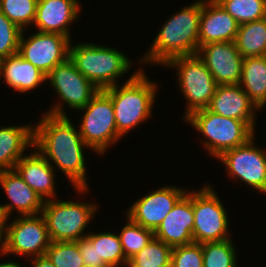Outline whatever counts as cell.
I'll list each match as a JSON object with an SVG mask.
<instances>
[{
    "mask_svg": "<svg viewBox=\"0 0 266 267\" xmlns=\"http://www.w3.org/2000/svg\"><path fill=\"white\" fill-rule=\"evenodd\" d=\"M33 126V148L54 169L58 168L66 175L75 193L84 196L89 190L84 150H91V148L82 139L79 129L71 122L69 116H54L46 113Z\"/></svg>",
    "mask_w": 266,
    "mask_h": 267,
    "instance_id": "cell-1",
    "label": "cell"
},
{
    "mask_svg": "<svg viewBox=\"0 0 266 267\" xmlns=\"http://www.w3.org/2000/svg\"><path fill=\"white\" fill-rule=\"evenodd\" d=\"M200 15L201 0L171 14L140 63L164 66L174 57L196 55L199 49Z\"/></svg>",
    "mask_w": 266,
    "mask_h": 267,
    "instance_id": "cell-2",
    "label": "cell"
},
{
    "mask_svg": "<svg viewBox=\"0 0 266 267\" xmlns=\"http://www.w3.org/2000/svg\"><path fill=\"white\" fill-rule=\"evenodd\" d=\"M104 89L111 97L118 133L123 137L151 118L158 83L150 80L141 67L120 86Z\"/></svg>",
    "mask_w": 266,
    "mask_h": 267,
    "instance_id": "cell-3",
    "label": "cell"
},
{
    "mask_svg": "<svg viewBox=\"0 0 266 267\" xmlns=\"http://www.w3.org/2000/svg\"><path fill=\"white\" fill-rule=\"evenodd\" d=\"M69 59L99 90L120 84L118 79L133 64L122 51L93 42L70 44Z\"/></svg>",
    "mask_w": 266,
    "mask_h": 267,
    "instance_id": "cell-4",
    "label": "cell"
},
{
    "mask_svg": "<svg viewBox=\"0 0 266 267\" xmlns=\"http://www.w3.org/2000/svg\"><path fill=\"white\" fill-rule=\"evenodd\" d=\"M203 136V150L217 159L225 151L245 144L256 133L257 121H242L224 117L207 108L193 112L185 120Z\"/></svg>",
    "mask_w": 266,
    "mask_h": 267,
    "instance_id": "cell-5",
    "label": "cell"
},
{
    "mask_svg": "<svg viewBox=\"0 0 266 267\" xmlns=\"http://www.w3.org/2000/svg\"><path fill=\"white\" fill-rule=\"evenodd\" d=\"M98 205L92 202L47 200L42 215L46 221L51 241H79L88 233L86 227L97 212Z\"/></svg>",
    "mask_w": 266,
    "mask_h": 267,
    "instance_id": "cell-6",
    "label": "cell"
},
{
    "mask_svg": "<svg viewBox=\"0 0 266 267\" xmlns=\"http://www.w3.org/2000/svg\"><path fill=\"white\" fill-rule=\"evenodd\" d=\"M164 67L176 68L177 85L187 100L184 120L193 112L208 108L217 83L197 54L174 57Z\"/></svg>",
    "mask_w": 266,
    "mask_h": 267,
    "instance_id": "cell-7",
    "label": "cell"
},
{
    "mask_svg": "<svg viewBox=\"0 0 266 267\" xmlns=\"http://www.w3.org/2000/svg\"><path fill=\"white\" fill-rule=\"evenodd\" d=\"M78 111L84 112L78 125L80 135L93 152L104 155L123 138L117 131L111 97L104 90Z\"/></svg>",
    "mask_w": 266,
    "mask_h": 267,
    "instance_id": "cell-8",
    "label": "cell"
},
{
    "mask_svg": "<svg viewBox=\"0 0 266 267\" xmlns=\"http://www.w3.org/2000/svg\"><path fill=\"white\" fill-rule=\"evenodd\" d=\"M47 85L52 86L58 95V102H54L50 110L44 112L54 116H68L65 106L74 111L83 108L99 91L83 74H81L74 63L68 58L65 62L55 66L46 75ZM65 103V106L63 105Z\"/></svg>",
    "mask_w": 266,
    "mask_h": 267,
    "instance_id": "cell-9",
    "label": "cell"
},
{
    "mask_svg": "<svg viewBox=\"0 0 266 267\" xmlns=\"http://www.w3.org/2000/svg\"><path fill=\"white\" fill-rule=\"evenodd\" d=\"M194 213L193 240L195 243L223 241L230 239L229 217L226 207L218 197L216 190L203 185L198 191H192Z\"/></svg>",
    "mask_w": 266,
    "mask_h": 267,
    "instance_id": "cell-10",
    "label": "cell"
},
{
    "mask_svg": "<svg viewBox=\"0 0 266 267\" xmlns=\"http://www.w3.org/2000/svg\"><path fill=\"white\" fill-rule=\"evenodd\" d=\"M255 135L245 144L225 151L219 159L231 180H239L266 195V148L255 145Z\"/></svg>",
    "mask_w": 266,
    "mask_h": 267,
    "instance_id": "cell-11",
    "label": "cell"
},
{
    "mask_svg": "<svg viewBox=\"0 0 266 267\" xmlns=\"http://www.w3.org/2000/svg\"><path fill=\"white\" fill-rule=\"evenodd\" d=\"M50 243L42 214L17 216L9 224L7 242L0 256L13 254L33 258L45 255Z\"/></svg>",
    "mask_w": 266,
    "mask_h": 267,
    "instance_id": "cell-12",
    "label": "cell"
},
{
    "mask_svg": "<svg viewBox=\"0 0 266 267\" xmlns=\"http://www.w3.org/2000/svg\"><path fill=\"white\" fill-rule=\"evenodd\" d=\"M25 31L23 30L20 38L18 54L45 75L69 58L71 38L38 31L25 38Z\"/></svg>",
    "mask_w": 266,
    "mask_h": 267,
    "instance_id": "cell-13",
    "label": "cell"
},
{
    "mask_svg": "<svg viewBox=\"0 0 266 267\" xmlns=\"http://www.w3.org/2000/svg\"><path fill=\"white\" fill-rule=\"evenodd\" d=\"M187 191L186 188L162 186L134 201L126 216L142 227L155 231Z\"/></svg>",
    "mask_w": 266,
    "mask_h": 267,
    "instance_id": "cell-14",
    "label": "cell"
},
{
    "mask_svg": "<svg viewBox=\"0 0 266 267\" xmlns=\"http://www.w3.org/2000/svg\"><path fill=\"white\" fill-rule=\"evenodd\" d=\"M197 55L211 72L217 85L239 84L243 57L235 42H211L199 47Z\"/></svg>",
    "mask_w": 266,
    "mask_h": 267,
    "instance_id": "cell-15",
    "label": "cell"
},
{
    "mask_svg": "<svg viewBox=\"0 0 266 267\" xmlns=\"http://www.w3.org/2000/svg\"><path fill=\"white\" fill-rule=\"evenodd\" d=\"M192 191L188 190L154 231V237L173 247L194 243Z\"/></svg>",
    "mask_w": 266,
    "mask_h": 267,
    "instance_id": "cell-16",
    "label": "cell"
},
{
    "mask_svg": "<svg viewBox=\"0 0 266 267\" xmlns=\"http://www.w3.org/2000/svg\"><path fill=\"white\" fill-rule=\"evenodd\" d=\"M79 0H38L35 19L32 24L38 32L57 33L68 38L70 27L77 22L81 8Z\"/></svg>",
    "mask_w": 266,
    "mask_h": 267,
    "instance_id": "cell-17",
    "label": "cell"
},
{
    "mask_svg": "<svg viewBox=\"0 0 266 267\" xmlns=\"http://www.w3.org/2000/svg\"><path fill=\"white\" fill-rule=\"evenodd\" d=\"M238 29V22L216 0H201L199 47L211 42H234Z\"/></svg>",
    "mask_w": 266,
    "mask_h": 267,
    "instance_id": "cell-18",
    "label": "cell"
},
{
    "mask_svg": "<svg viewBox=\"0 0 266 267\" xmlns=\"http://www.w3.org/2000/svg\"><path fill=\"white\" fill-rule=\"evenodd\" d=\"M34 150L29 155H24L14 170L43 201L55 199L57 198L56 170L35 148Z\"/></svg>",
    "mask_w": 266,
    "mask_h": 267,
    "instance_id": "cell-19",
    "label": "cell"
},
{
    "mask_svg": "<svg viewBox=\"0 0 266 267\" xmlns=\"http://www.w3.org/2000/svg\"><path fill=\"white\" fill-rule=\"evenodd\" d=\"M0 185L10 199L9 203L0 205L10 216L13 211L18 212L19 216L42 213L44 201L14 169L0 171Z\"/></svg>",
    "mask_w": 266,
    "mask_h": 267,
    "instance_id": "cell-20",
    "label": "cell"
},
{
    "mask_svg": "<svg viewBox=\"0 0 266 267\" xmlns=\"http://www.w3.org/2000/svg\"><path fill=\"white\" fill-rule=\"evenodd\" d=\"M207 109L242 121H256V112L260 111L239 84L217 85Z\"/></svg>",
    "mask_w": 266,
    "mask_h": 267,
    "instance_id": "cell-21",
    "label": "cell"
},
{
    "mask_svg": "<svg viewBox=\"0 0 266 267\" xmlns=\"http://www.w3.org/2000/svg\"><path fill=\"white\" fill-rule=\"evenodd\" d=\"M34 146V126L0 127V171L13 170L27 149ZM32 147V148H31Z\"/></svg>",
    "mask_w": 266,
    "mask_h": 267,
    "instance_id": "cell-22",
    "label": "cell"
},
{
    "mask_svg": "<svg viewBox=\"0 0 266 267\" xmlns=\"http://www.w3.org/2000/svg\"><path fill=\"white\" fill-rule=\"evenodd\" d=\"M1 78L6 85L22 94L46 82V75L18 53L0 60Z\"/></svg>",
    "mask_w": 266,
    "mask_h": 267,
    "instance_id": "cell-23",
    "label": "cell"
},
{
    "mask_svg": "<svg viewBox=\"0 0 266 267\" xmlns=\"http://www.w3.org/2000/svg\"><path fill=\"white\" fill-rule=\"evenodd\" d=\"M239 85L261 110L266 108V56L245 57Z\"/></svg>",
    "mask_w": 266,
    "mask_h": 267,
    "instance_id": "cell-24",
    "label": "cell"
},
{
    "mask_svg": "<svg viewBox=\"0 0 266 267\" xmlns=\"http://www.w3.org/2000/svg\"><path fill=\"white\" fill-rule=\"evenodd\" d=\"M236 48L243 58L265 56L266 17L239 25L235 38Z\"/></svg>",
    "mask_w": 266,
    "mask_h": 267,
    "instance_id": "cell-25",
    "label": "cell"
},
{
    "mask_svg": "<svg viewBox=\"0 0 266 267\" xmlns=\"http://www.w3.org/2000/svg\"><path fill=\"white\" fill-rule=\"evenodd\" d=\"M86 237L96 245L97 266L108 264L113 267H121L127 261L118 234L110 231L88 232Z\"/></svg>",
    "mask_w": 266,
    "mask_h": 267,
    "instance_id": "cell-26",
    "label": "cell"
},
{
    "mask_svg": "<svg viewBox=\"0 0 266 267\" xmlns=\"http://www.w3.org/2000/svg\"><path fill=\"white\" fill-rule=\"evenodd\" d=\"M234 244L231 238L202 243L203 267H238Z\"/></svg>",
    "mask_w": 266,
    "mask_h": 267,
    "instance_id": "cell-27",
    "label": "cell"
},
{
    "mask_svg": "<svg viewBox=\"0 0 266 267\" xmlns=\"http://www.w3.org/2000/svg\"><path fill=\"white\" fill-rule=\"evenodd\" d=\"M126 220L125 226H122L118 235L125 258L130 260L151 241L154 231L135 223L128 216Z\"/></svg>",
    "mask_w": 266,
    "mask_h": 267,
    "instance_id": "cell-28",
    "label": "cell"
},
{
    "mask_svg": "<svg viewBox=\"0 0 266 267\" xmlns=\"http://www.w3.org/2000/svg\"><path fill=\"white\" fill-rule=\"evenodd\" d=\"M239 25L266 17V0H216Z\"/></svg>",
    "mask_w": 266,
    "mask_h": 267,
    "instance_id": "cell-29",
    "label": "cell"
},
{
    "mask_svg": "<svg viewBox=\"0 0 266 267\" xmlns=\"http://www.w3.org/2000/svg\"><path fill=\"white\" fill-rule=\"evenodd\" d=\"M172 247L153 237L130 261L138 267H170Z\"/></svg>",
    "mask_w": 266,
    "mask_h": 267,
    "instance_id": "cell-30",
    "label": "cell"
},
{
    "mask_svg": "<svg viewBox=\"0 0 266 267\" xmlns=\"http://www.w3.org/2000/svg\"><path fill=\"white\" fill-rule=\"evenodd\" d=\"M46 255L55 267H85L79 241H51Z\"/></svg>",
    "mask_w": 266,
    "mask_h": 267,
    "instance_id": "cell-31",
    "label": "cell"
},
{
    "mask_svg": "<svg viewBox=\"0 0 266 267\" xmlns=\"http://www.w3.org/2000/svg\"><path fill=\"white\" fill-rule=\"evenodd\" d=\"M38 0H0V11L25 30L35 19Z\"/></svg>",
    "mask_w": 266,
    "mask_h": 267,
    "instance_id": "cell-32",
    "label": "cell"
},
{
    "mask_svg": "<svg viewBox=\"0 0 266 267\" xmlns=\"http://www.w3.org/2000/svg\"><path fill=\"white\" fill-rule=\"evenodd\" d=\"M22 32L0 11V60L18 53Z\"/></svg>",
    "mask_w": 266,
    "mask_h": 267,
    "instance_id": "cell-33",
    "label": "cell"
},
{
    "mask_svg": "<svg viewBox=\"0 0 266 267\" xmlns=\"http://www.w3.org/2000/svg\"><path fill=\"white\" fill-rule=\"evenodd\" d=\"M170 267H203L202 244L173 247Z\"/></svg>",
    "mask_w": 266,
    "mask_h": 267,
    "instance_id": "cell-34",
    "label": "cell"
},
{
    "mask_svg": "<svg viewBox=\"0 0 266 267\" xmlns=\"http://www.w3.org/2000/svg\"><path fill=\"white\" fill-rule=\"evenodd\" d=\"M79 250L83 258L85 267L97 265L96 245H94L87 237L79 240Z\"/></svg>",
    "mask_w": 266,
    "mask_h": 267,
    "instance_id": "cell-35",
    "label": "cell"
},
{
    "mask_svg": "<svg viewBox=\"0 0 266 267\" xmlns=\"http://www.w3.org/2000/svg\"><path fill=\"white\" fill-rule=\"evenodd\" d=\"M10 216L7 211L0 205V253L3 252L7 237H8V229H9V222ZM9 220V221H8Z\"/></svg>",
    "mask_w": 266,
    "mask_h": 267,
    "instance_id": "cell-36",
    "label": "cell"
},
{
    "mask_svg": "<svg viewBox=\"0 0 266 267\" xmlns=\"http://www.w3.org/2000/svg\"><path fill=\"white\" fill-rule=\"evenodd\" d=\"M32 259V260H31ZM30 261L31 263V267H55L51 260L48 258V256L45 255H41V256H37V257H33L31 258Z\"/></svg>",
    "mask_w": 266,
    "mask_h": 267,
    "instance_id": "cell-37",
    "label": "cell"
},
{
    "mask_svg": "<svg viewBox=\"0 0 266 267\" xmlns=\"http://www.w3.org/2000/svg\"><path fill=\"white\" fill-rule=\"evenodd\" d=\"M21 263H19V261L15 262V261H9V262H5L4 263H0V267H23L22 265H20Z\"/></svg>",
    "mask_w": 266,
    "mask_h": 267,
    "instance_id": "cell-38",
    "label": "cell"
},
{
    "mask_svg": "<svg viewBox=\"0 0 266 267\" xmlns=\"http://www.w3.org/2000/svg\"><path fill=\"white\" fill-rule=\"evenodd\" d=\"M122 267H138L135 264H133L130 260H127L123 263Z\"/></svg>",
    "mask_w": 266,
    "mask_h": 267,
    "instance_id": "cell-39",
    "label": "cell"
},
{
    "mask_svg": "<svg viewBox=\"0 0 266 267\" xmlns=\"http://www.w3.org/2000/svg\"><path fill=\"white\" fill-rule=\"evenodd\" d=\"M92 267H113V266H111V265H108V264H104V265H101V266H92Z\"/></svg>",
    "mask_w": 266,
    "mask_h": 267,
    "instance_id": "cell-40",
    "label": "cell"
}]
</instances>
